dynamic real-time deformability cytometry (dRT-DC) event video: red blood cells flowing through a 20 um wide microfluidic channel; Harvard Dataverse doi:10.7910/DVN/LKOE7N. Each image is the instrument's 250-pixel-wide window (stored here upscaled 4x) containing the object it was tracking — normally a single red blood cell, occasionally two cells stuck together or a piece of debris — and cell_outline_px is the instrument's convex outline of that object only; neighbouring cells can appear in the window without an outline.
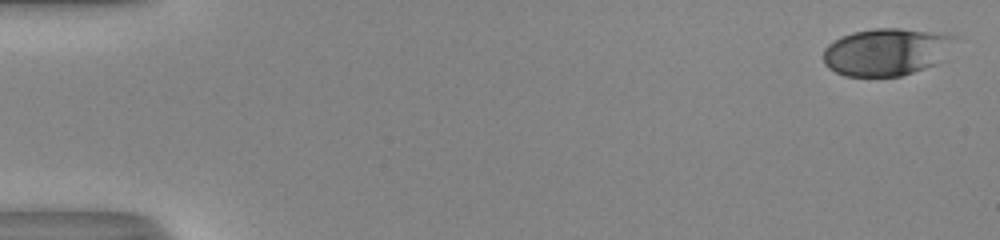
{"species": "human", "species_latin": "Homo sapiens", "temperature_condition": "room temperature", "stored_images_in_passage": 52, "camera_frame_rate_fps": 3000, "um_per_image_px": 0.085, "donor": {"sex": "male"}, "frame": {"image": 1, "passage_image": 1, "time_ms": 0.0, "image_size_px": [1000, 240], "cell_outline_px": [[964, 36], [936, 64], [900, 76], [844, 76], [828, 68], [824, 64], [824, 48], [828, 44], [840, 36], [852, 32], [876, 28], [900, 28]], "centroid_in_image_um": [75.39, 4.39], "position_along_channel_um": 9.6, "area_um2": 36.7}}
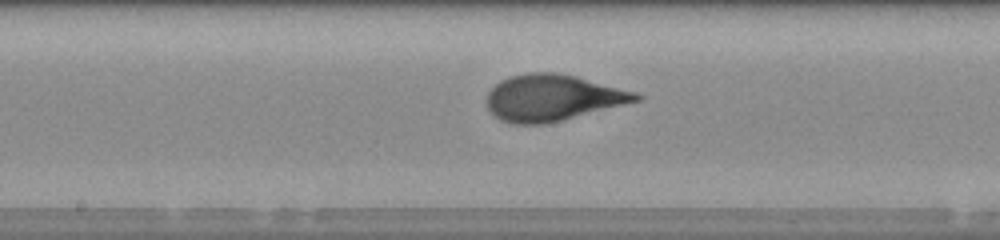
{"frame": {"image": 2, "passage_image": 28, "time_ms": 9.0, "image_size_px": [1000, 240], "cell_outline_px": [[644, 96], [640, 100], [544, 124], [512, 124], [500, 120], [488, 108], [488, 92], [500, 80], [512, 76], [528, 72], [556, 72], [576, 76], [636, 92]], "centroid_in_image_um": [46.96, 8.3], "position_along_channel_um": 201.2, "area_um2": 39.77}}
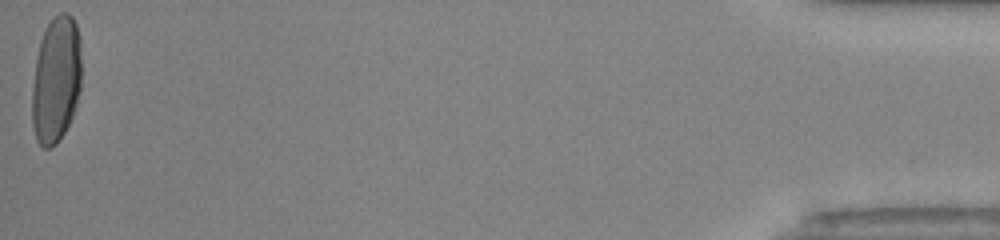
{"frame": {"image": 3, "passage_image": 52, "time_ms": 17.0, "image_size_px": [1000, 240], "cell_outline_px": [[80, 88], [76, 104], [72, 116], [60, 140], [52, 148], [44, 148], [36, 140], [32, 128], [32, 84], [36, 56], [40, 40], [52, 16], [60, 12], [68, 12], [72, 16], [76, 24], [80, 40]], "centroid_in_image_um": [4.75, 6.77], "position_along_channel_um": 430.5, "area_um2": 36.88}, "authors_computed_cell_mechanics": {"area_um2": 38.726, "velocity_mm_per_s": 4.0664, "shape_relaxation_time_tau1_ms": 3.856, "shape_relaxation_time_tau2_ms": null, "deformation_change_tau1": 0.2056, "deformation_change_tau2": null}}